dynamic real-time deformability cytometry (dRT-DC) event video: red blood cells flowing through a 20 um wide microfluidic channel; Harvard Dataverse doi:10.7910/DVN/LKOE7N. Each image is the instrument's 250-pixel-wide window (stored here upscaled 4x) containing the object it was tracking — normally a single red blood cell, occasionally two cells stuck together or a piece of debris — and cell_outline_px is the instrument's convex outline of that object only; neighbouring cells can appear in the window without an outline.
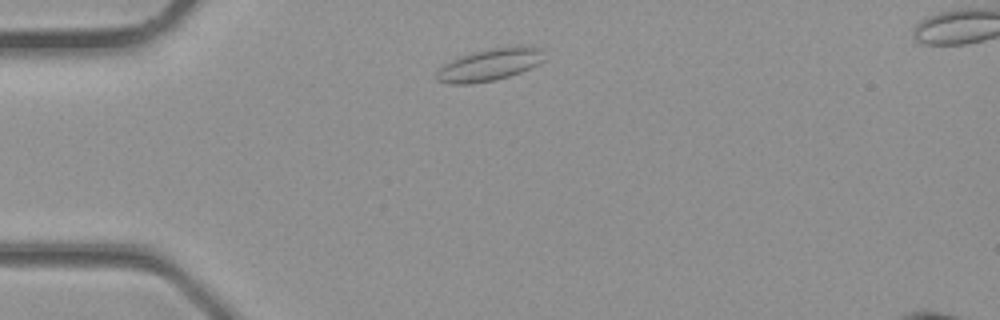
{"species": "common noctule bat (a hibernating species)", "species_latin": "Nyctalus noctula", "temperature_condition": "room temperature", "stored_images_in_passage": 3, "camera_frame_rate_fps": 3000, "um_per_image_px": 0.085, "animal": {"sex": "male", "body_mass_g": 23.1, "forearm_length_mm": 52.7}, "frame": {"image": 1, "passage_image": 3, "time_ms": 0.667, "image_size_px": [1000, 320], "cell_outline_px": [[544, 60], [520, 72], [496, 80], [468, 84], [452, 84], [436, 80], [436, 72], [444, 64], [460, 56], [492, 48], [516, 44], [524, 44], [544, 48]], "centroid_in_image_um": [41.67, 5.47], "position_along_channel_um": 43.3, "area_um2": 20.35}}